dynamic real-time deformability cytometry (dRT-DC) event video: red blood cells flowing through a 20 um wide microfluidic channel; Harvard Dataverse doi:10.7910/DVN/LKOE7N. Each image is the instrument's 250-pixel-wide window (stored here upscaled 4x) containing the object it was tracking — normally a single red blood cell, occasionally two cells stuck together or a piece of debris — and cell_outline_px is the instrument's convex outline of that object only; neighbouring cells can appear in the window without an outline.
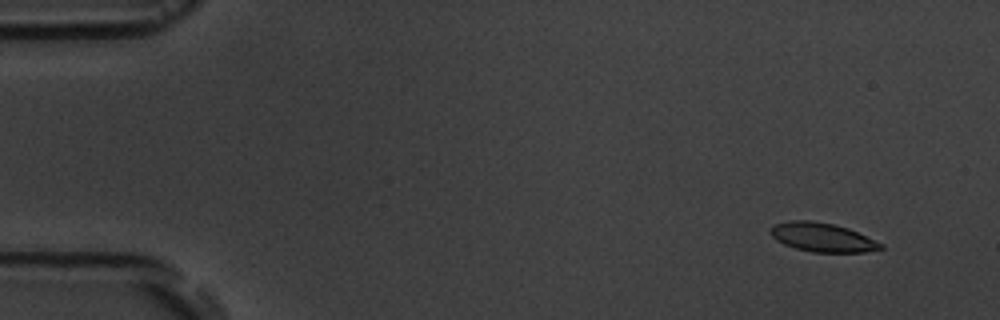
{"species": "common noctule bat (a hibernating species)", "species_latin": "Nyctalus noctula", "temperature_condition": "room temperature", "stored_images_in_passage": 9, "camera_frame_rate_fps": 3000, "um_per_image_px": 0.085, "animal": {"sex": "male", "body_mass_g": 19.5, "forearm_length_mm": 54.6}, "frame": {"image": 1, "passage_image": 1, "time_ms": 0.0, "image_size_px": [1000, 320], "cell_outline_px": [[884, 248], [864, 252], [812, 252], [796, 248], [784, 244], [776, 240], [768, 232], [768, 228], [776, 224], [788, 220], [812, 220], [832, 224], [848, 228], [884, 244]], "centroid_in_image_um": [69.87, 20.16], "position_along_channel_um": 15.1, "area_um2": 18.61}}
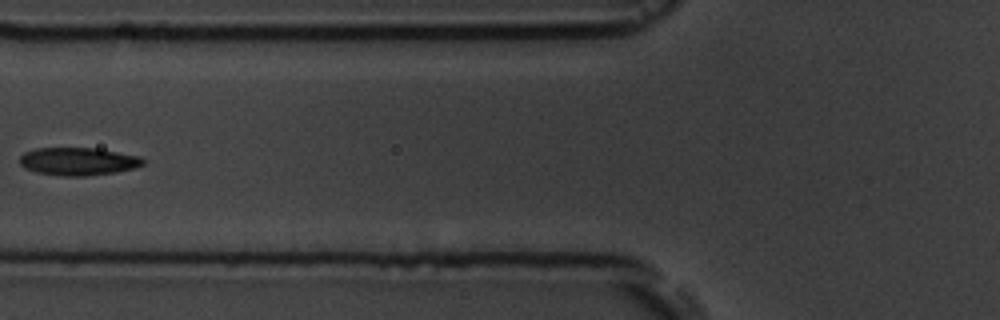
{"frame": {"image": 2, "passage_image": 6, "time_ms": 6.0, "image_size_px": [1000, 320], "cell_outline_px": [[144, 164], [132, 168], [116, 172], [88, 176], [64, 176], [36, 172], [24, 168], [20, 164], [20, 156], [24, 152], [36, 148], [96, 148], [140, 156], [144, 160]], "centroid_in_image_um": [6.62, 13.72], "position_along_channel_um": 119.2, "area_um2": 20.0}}
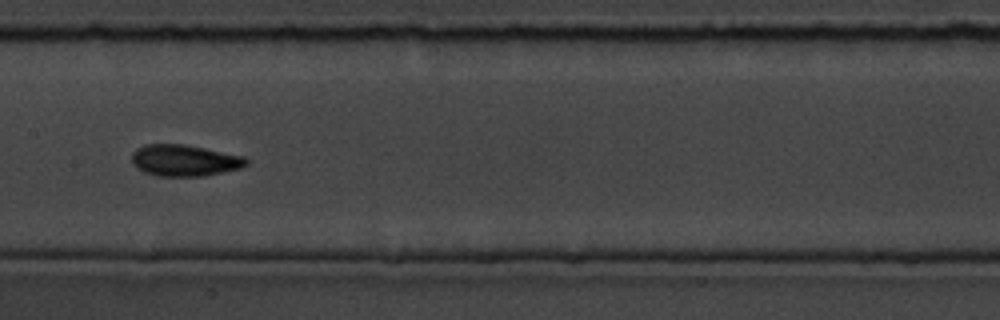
{"frame": {"image": 3, "passage_image": 8, "time_ms": 8.0, "image_size_px": [1000, 320], "cell_outline_px": [[248, 164], [240, 168], [204, 176], [156, 176], [144, 172], [136, 168], [132, 164], [132, 152], [136, 148], [144, 144], [184, 144], [244, 156], [248, 160]], "centroid_in_image_um": [15.64, 13.63], "position_along_channel_um": 191.8, "area_um2": 21.1}}